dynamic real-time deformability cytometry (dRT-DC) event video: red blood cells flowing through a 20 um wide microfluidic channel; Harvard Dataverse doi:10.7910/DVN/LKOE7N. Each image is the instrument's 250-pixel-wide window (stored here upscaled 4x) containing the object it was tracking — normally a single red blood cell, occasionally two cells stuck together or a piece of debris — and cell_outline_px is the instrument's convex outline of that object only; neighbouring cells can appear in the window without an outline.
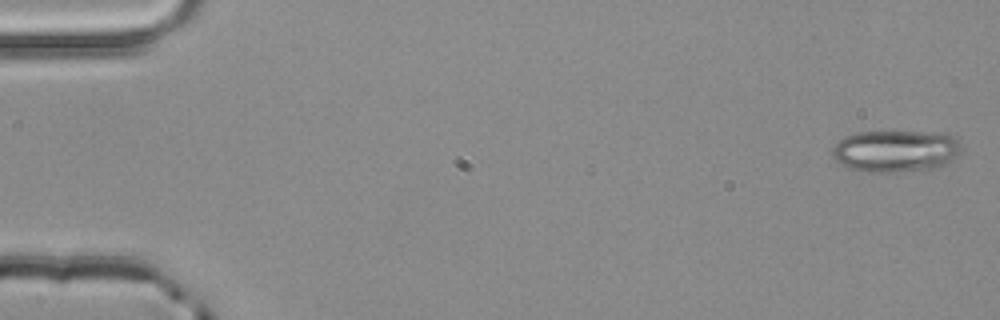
{"species": "common noctule bat (a hibernating species)", "species_latin": "Nyctalus noctula", "temperature_condition": "room temperature", "stored_images_in_passage": 4, "camera_frame_rate_fps": 3000, "um_per_image_px": 0.085, "animal": {"sex": "male", "body_mass_g": 20.4}, "frame": {"image": 1, "passage_image": 1, "time_ms": 0.0, "image_size_px": [1000, 320], "cell_outline_px": [[960, 152], [952, 160], [944, 164], [932, 168], [892, 172], [868, 172], [848, 168], [836, 160], [832, 156], [832, 148], [844, 136], [856, 132], [940, 132], [956, 136], [960, 148]], "centroid_in_image_um": [76.11, 12.82], "position_along_channel_um": 8.9, "area_um2": 31.44}}